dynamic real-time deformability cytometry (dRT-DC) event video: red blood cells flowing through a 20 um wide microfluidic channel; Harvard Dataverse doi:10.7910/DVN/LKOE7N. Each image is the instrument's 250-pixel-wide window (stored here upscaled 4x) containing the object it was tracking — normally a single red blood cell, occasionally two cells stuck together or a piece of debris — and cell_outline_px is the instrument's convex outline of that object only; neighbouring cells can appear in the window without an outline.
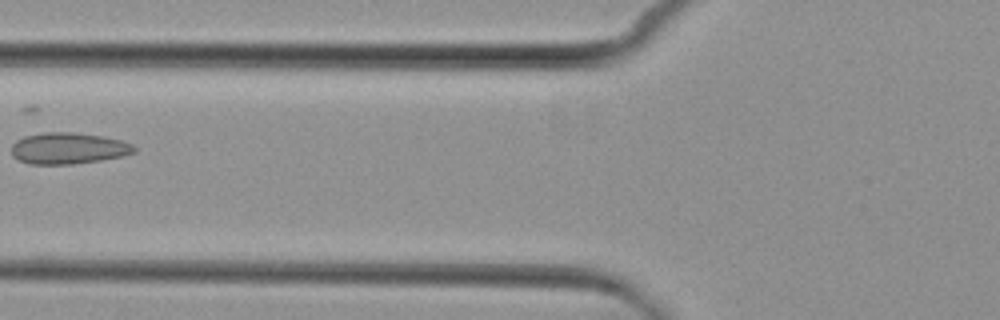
{"species": "common noctule bat (a hibernating species)", "species_latin": "Nyctalus noctula", "temperature_condition": "cold", "stored_images_in_passage": 2, "camera_frame_rate_fps": 3000, "um_per_image_px": 0.085, "animal": {"sex": "female", "body_mass_g": 29.2, "forearm_length_mm": 56.3}, "frame": {"image": 1, "passage_image": 2, "time_ms": 1.333, "image_size_px": [1000, 320], "cell_outline_px": [[136, 152], [124, 156], [100, 160], [72, 164], [28, 164], [12, 156], [12, 144], [16, 140], [24, 136], [44, 132], [72, 132], [100, 136], [120, 140], [132, 144], [136, 148]], "centroid_in_image_um": [5.8, 12.61], "position_along_channel_um": 120.0, "area_um2": 22.43}}